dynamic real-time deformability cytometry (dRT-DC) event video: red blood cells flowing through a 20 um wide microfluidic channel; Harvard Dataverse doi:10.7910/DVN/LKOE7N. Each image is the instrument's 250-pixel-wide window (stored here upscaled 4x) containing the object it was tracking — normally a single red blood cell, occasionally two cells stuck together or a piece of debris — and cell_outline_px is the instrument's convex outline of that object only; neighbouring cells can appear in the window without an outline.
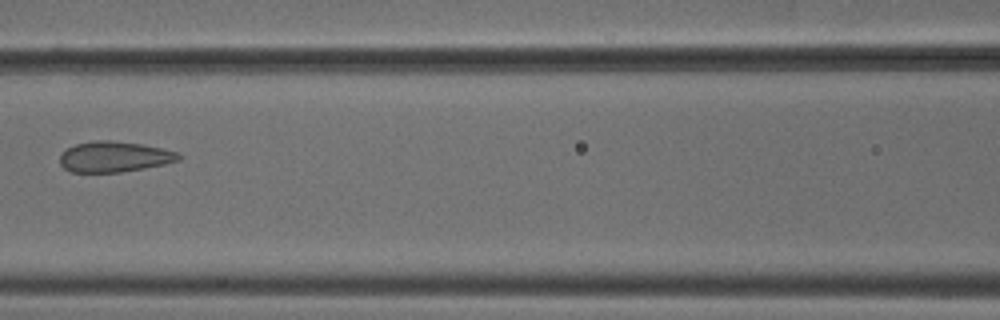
{"species": "common noctule bat (a hibernating species)", "species_latin": "Nyctalus noctula", "temperature_condition": "cold", "stored_images_in_passage": 8, "camera_frame_rate_fps": 3000, "um_per_image_px": 0.085, "animal": {"sex": "male", "body_mass_g": 18.8}, "frame": {"image": 1, "passage_image": 7, "time_ms": 2.0, "image_size_px": [1000, 320], "cell_outline_px": [[184, 156], [180, 160], [164, 164], [144, 168], [120, 172], [72, 172], [64, 168], [60, 164], [60, 152], [76, 144], [92, 140], [112, 140], [140, 144], [160, 148], [176, 152]], "centroid_in_image_um": [9.69, 13.32], "position_along_channel_um": 156.9, "area_um2": 21.21}}
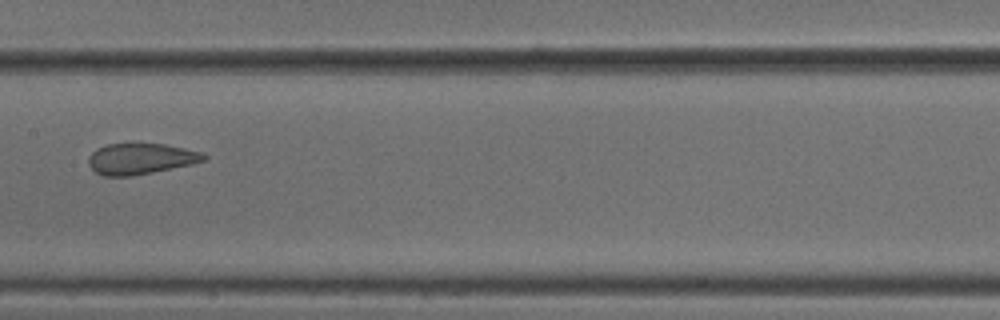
{"frame": {"image": 2, "passage_image": 8, "time_ms": 2.333, "image_size_px": [1000, 320], "cell_outline_px": [[208, 156], [204, 160], [192, 164], [132, 176], [104, 176], [96, 172], [88, 164], [88, 156], [96, 148], [108, 144], [164, 144], [204, 152]], "centroid_in_image_um": [11.95, 13.49], "position_along_channel_um": 195.4, "area_um2": 20.75}}